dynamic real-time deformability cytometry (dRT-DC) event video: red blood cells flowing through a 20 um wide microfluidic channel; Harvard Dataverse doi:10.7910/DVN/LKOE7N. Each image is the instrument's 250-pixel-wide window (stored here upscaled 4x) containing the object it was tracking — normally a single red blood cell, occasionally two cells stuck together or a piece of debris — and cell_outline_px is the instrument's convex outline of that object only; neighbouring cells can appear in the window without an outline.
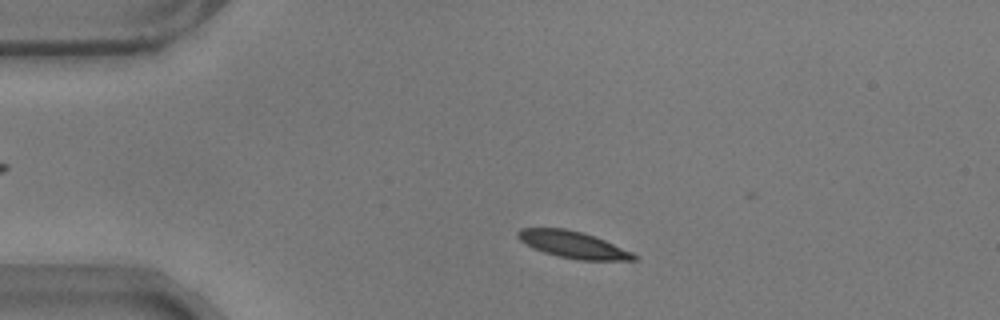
{"species": "common noctule bat (a hibernating species)", "species_latin": "Nyctalus noctula", "temperature_condition": "warm", "stored_images_in_passage": 52, "camera_frame_rate_fps": 3000, "um_per_image_px": 0.085, "animal": {"sex": "male", "body_mass_g": 17.9}, "frame": {"image": 1, "passage_image": 7, "time_ms": 2.0, "image_size_px": [1000, 320], "cell_outline_px": [[636, 260], [580, 260], [560, 256], [544, 252], [532, 248], [524, 244], [516, 236], [516, 232], [520, 228], [564, 228], [580, 232], [604, 240], [632, 252], [636, 256]], "centroid_in_image_um": [48.64, 20.79], "position_along_channel_um": 36.4, "area_um2": 17.86}}
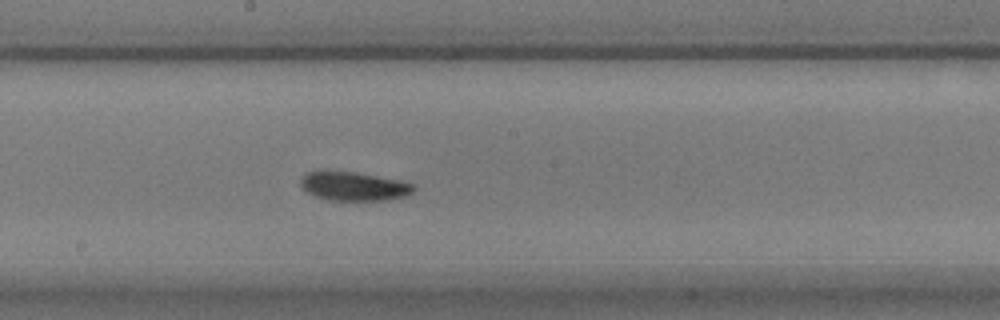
{"frame": {"image": 2, "passage_image": 26, "time_ms": 8.333, "image_size_px": [1000, 320], "cell_outline_px": [[416, 188], [412, 192], [404, 196], [388, 200], [328, 200], [316, 196], [308, 192], [300, 184], [300, 176], [308, 172], [320, 168], [328, 168], [356, 172], [400, 180], [416, 184]], "centroid_in_image_um": [30.03, 15.78], "position_along_channel_um": 218.2, "area_um2": 19.65}}
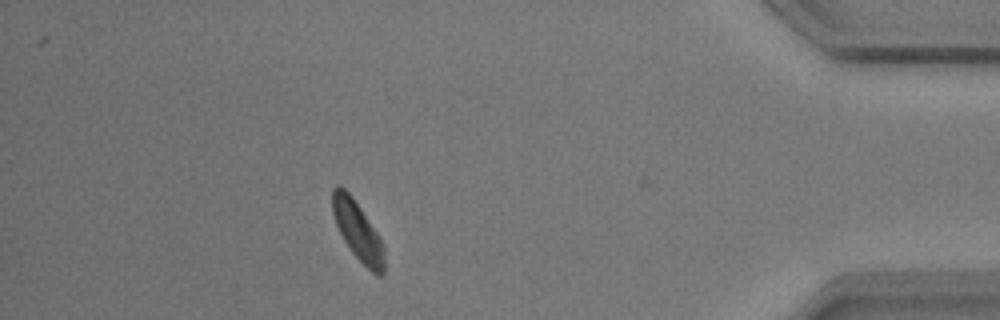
{"frame": {"image": 3, "passage_image": 46, "time_ms": 15.0, "image_size_px": [1000, 320], "cell_outline_px": [[384, 272], [380, 276], [376, 276], [352, 252], [344, 240], [336, 224], [332, 212], [332, 188], [336, 184], [340, 184], [352, 196], [384, 244]], "centroid_in_image_um": [30.39, 19.61], "position_along_channel_um": 404.8, "area_um2": 17.57}, "authors_computed_cell_mechanics": {"area_um2": 18.2359, "velocity_mm_per_s": 3.4759, "shape_relaxation_time_tau1_ms": 3.0269, "shape_relaxation_time_tau2_ms": 4.5031, "deformation_change_tau1": 0.0953, "deformation_change_tau2": 0.0951}}